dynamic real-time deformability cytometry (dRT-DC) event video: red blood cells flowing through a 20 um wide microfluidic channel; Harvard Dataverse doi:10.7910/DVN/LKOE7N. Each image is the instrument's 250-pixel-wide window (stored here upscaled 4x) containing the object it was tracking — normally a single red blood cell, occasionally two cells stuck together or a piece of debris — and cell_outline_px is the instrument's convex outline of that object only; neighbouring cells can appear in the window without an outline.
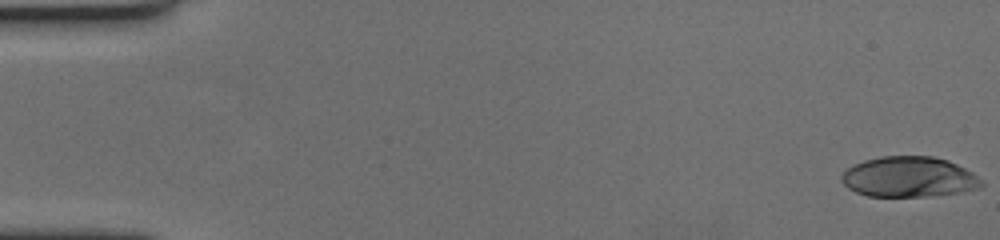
{"species": "human", "species_latin": "Homo sapiens", "temperature_condition": "cold", "stored_images_in_passage": 60, "camera_frame_rate_fps": 3000, "um_per_image_px": 0.085, "donor": {"sex": "female"}, "frame": {"image": 1, "passage_image": 1, "time_ms": 0.0, "image_size_px": [1000, 240], "cell_outline_px": [[984, 184], [980, 188], [960, 192], [924, 196], [868, 196], [856, 192], [848, 188], [840, 180], [840, 176], [848, 168], [864, 160], [880, 156], [932, 156], [948, 160], [972, 172]], "centroid_in_image_um": [77.24, 15.03], "position_along_channel_um": 7.8, "area_um2": 32.77}}
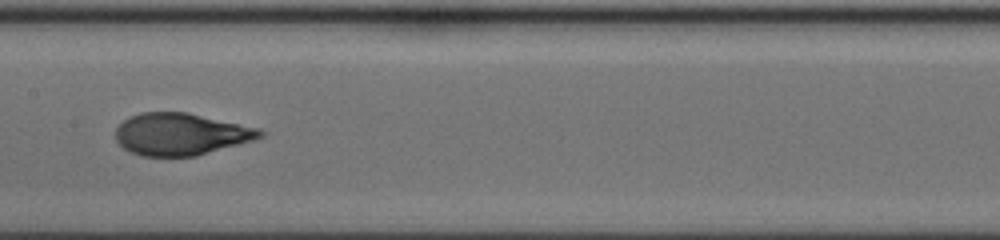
{"frame": {"image": 2, "passage_image": 31, "time_ms": 10.0, "image_size_px": [1000, 240], "cell_outline_px": [[264, 136], [252, 140], [196, 156], [140, 156], [124, 148], [116, 140], [116, 128], [128, 116], [140, 112], [188, 112], [260, 128], [264, 132]], "centroid_in_image_um": [15.36, 11.39], "position_along_channel_um": 192.0, "area_um2": 35.37}}
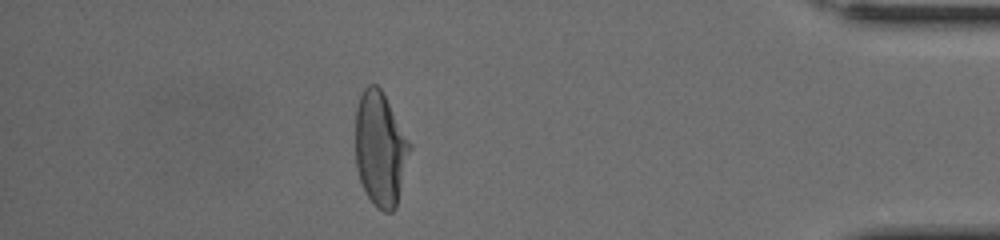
{"frame": {"image": 3, "passage_image": 53, "time_ms": 17.333, "image_size_px": [1000, 240], "cell_outline_px": [[412, 148], [396, 208], [392, 212], [384, 212], [376, 208], [372, 204], [360, 180], [356, 168], [356, 104], [360, 92], [368, 84], [376, 84], [384, 92], [412, 144]], "centroid_in_image_um": [32.34, 12.63], "position_along_channel_um": 402.9, "area_um2": 36.93}, "authors_computed_cell_mechanics": {"area_um2": 35.6626, "velocity_mm_per_s": 3.4686, "shape_relaxation_time_tau1_ms": 5.4731, "shape_relaxation_time_tau2_ms": 0.8589, "deformation_change_tau1": 0.2418, "deformation_change_tau2": 0.0598}}